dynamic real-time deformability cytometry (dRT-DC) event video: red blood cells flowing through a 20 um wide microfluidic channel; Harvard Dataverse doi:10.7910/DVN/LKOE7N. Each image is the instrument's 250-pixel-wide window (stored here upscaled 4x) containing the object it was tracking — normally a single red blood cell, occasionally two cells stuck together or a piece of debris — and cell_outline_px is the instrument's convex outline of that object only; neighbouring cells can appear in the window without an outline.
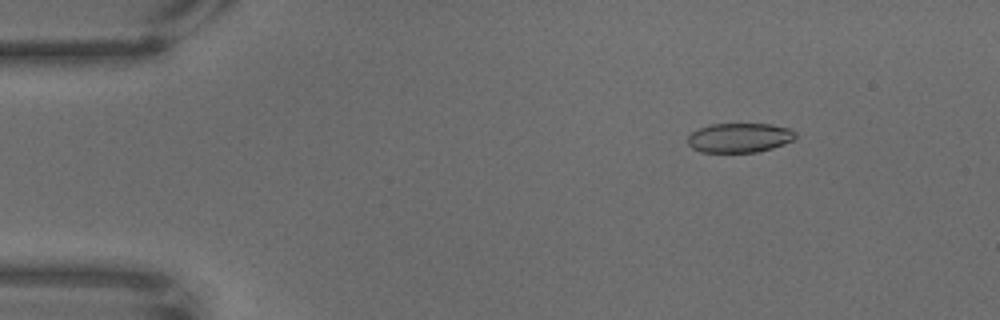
{"species": "common noctule bat (a hibernating species)", "species_latin": "Nyctalus noctula", "temperature_condition": "warm", "stored_images_in_passage": 69, "camera_frame_rate_fps": 3000, "um_per_image_px": 0.085, "animal": {"sex": "male", "body_mass_g": 18.8}, "frame": {"image": 1, "passage_image": 10, "time_ms": 3.0, "image_size_px": [1000, 320], "cell_outline_px": [[796, 136], [792, 140], [784, 144], [772, 148], [756, 152], [700, 152], [692, 148], [688, 144], [688, 136], [692, 132], [700, 128], [712, 124], [772, 124], [792, 128], [796, 132]], "centroid_in_image_um": [62.88, 11.7], "position_along_channel_um": 22.1, "area_um2": 18.55}}
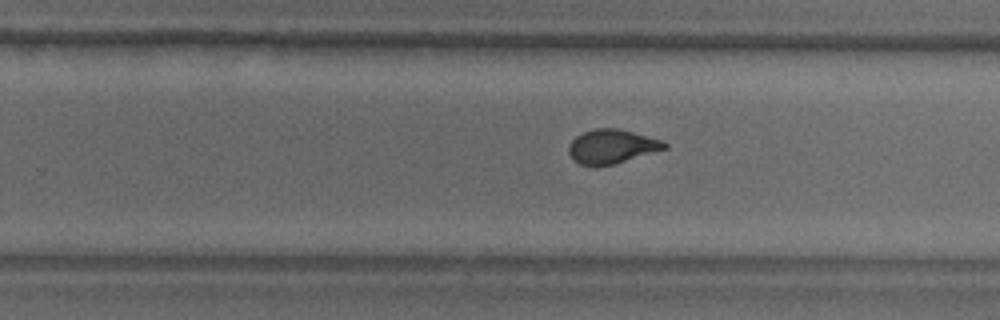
{"frame": {"image": 2, "passage_image": 44, "time_ms": 14.333, "image_size_px": [1000, 320], "cell_outline_px": [[668, 148], [612, 164], [592, 168], [580, 164], [572, 160], [568, 152], [568, 144], [576, 136], [584, 132], [596, 128], [620, 128], [660, 140], [668, 144]], "centroid_in_image_um": [51.94, 12.46], "position_along_channel_um": 277.9, "area_um2": 19.13}}
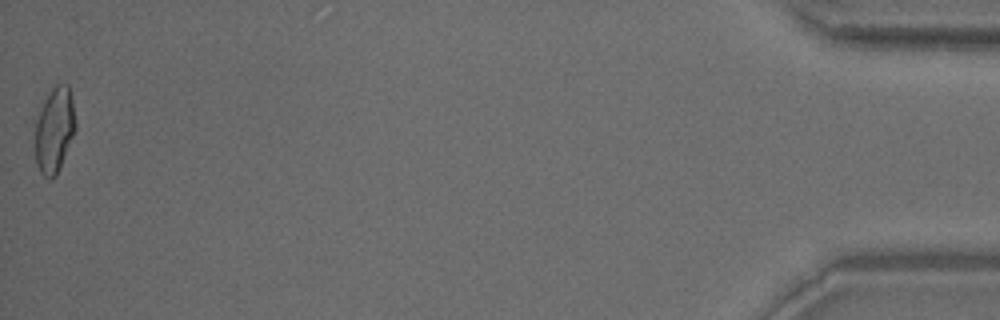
{"frame": {"image": 3, "passage_image": 69, "time_ms": 22.667, "image_size_px": [1000, 320], "cell_outline_px": [[76, 128], [56, 176], [52, 180], [44, 176], [40, 172], [36, 164], [36, 120], [44, 100], [52, 88], [60, 80], [68, 84], [72, 100], [76, 124]], "centroid_in_image_um": [4.64, 11.02], "position_along_channel_um": 430.6, "area_um2": 20.0}}